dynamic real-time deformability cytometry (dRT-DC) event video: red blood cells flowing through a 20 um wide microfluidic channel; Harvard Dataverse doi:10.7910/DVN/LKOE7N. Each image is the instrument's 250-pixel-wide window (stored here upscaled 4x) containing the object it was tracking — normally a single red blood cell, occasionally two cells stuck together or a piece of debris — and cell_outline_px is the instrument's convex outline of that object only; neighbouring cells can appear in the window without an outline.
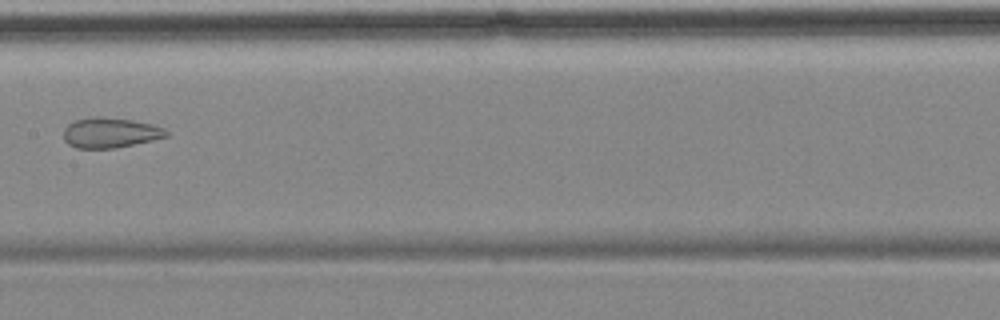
{"species": "common noctule bat (a hibernating species)", "species_latin": "Nyctalus noctula", "temperature_condition": "cold", "stored_images_in_passage": 10, "camera_frame_rate_fps": 3000, "um_per_image_px": 0.085, "animal": {"sex": "female", "body_mass_g": 18.4}, "frame": {"image": 1, "passage_image": 9, "time_ms": 9.667, "image_size_px": [1000, 320], "cell_outline_px": [[168, 136], [152, 140], [116, 148], [76, 148], [68, 144], [64, 140], [64, 128], [68, 124], [76, 120], [92, 116], [96, 116], [132, 120], [152, 124], [164, 128], [168, 132]], "centroid_in_image_um": [9.35, 11.28], "position_along_channel_um": 198.0, "area_um2": 18.03}}
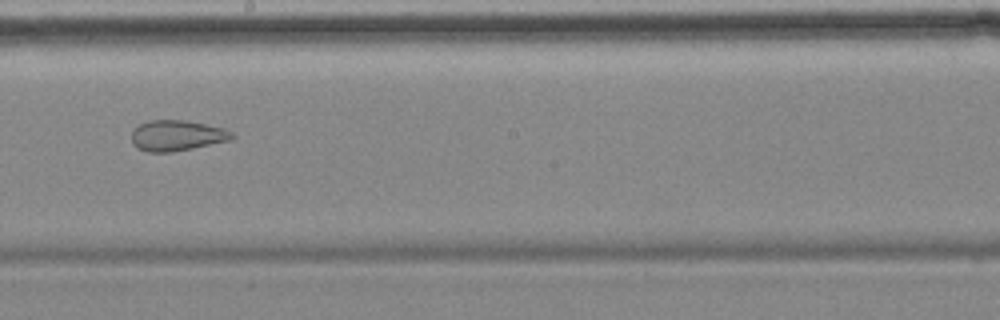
{"frame": {"image": 2, "passage_image": 10, "time_ms": 10.667, "image_size_px": [1000, 320], "cell_outline_px": [[236, 136], [232, 140], [172, 152], [148, 152], [136, 148], [132, 144], [132, 132], [140, 124], [148, 120], [184, 120], [224, 128], [232, 132]], "centroid_in_image_um": [15.04, 11.53], "position_along_channel_um": 233.2, "area_um2": 17.98}}